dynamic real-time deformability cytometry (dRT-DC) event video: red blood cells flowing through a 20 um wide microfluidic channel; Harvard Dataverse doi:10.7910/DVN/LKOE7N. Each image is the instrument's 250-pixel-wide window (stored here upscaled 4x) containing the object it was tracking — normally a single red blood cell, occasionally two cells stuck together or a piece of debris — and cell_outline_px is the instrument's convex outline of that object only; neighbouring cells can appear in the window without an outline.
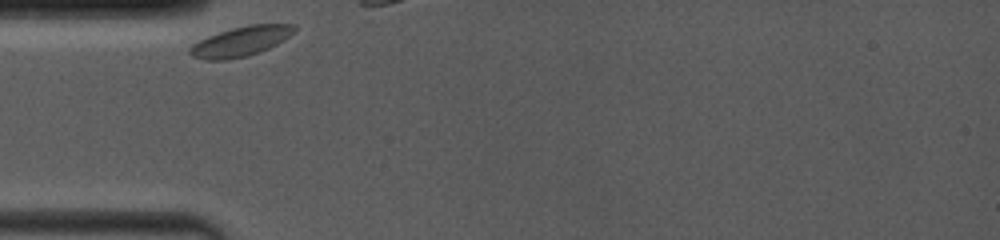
{"species": "common noctule bat (a hibernating species)", "species_latin": "Nyctalus noctula", "temperature_condition": "room temperature", "stored_images_in_passage": 10, "camera_frame_rate_fps": 4000, "um_per_image_px": 0.085, "animal": {"sex": "female", "body_mass_g": 19.0, "forearm_length_mm": 53.3}, "frame": {"image": 1, "passage_image": 1, "time_ms": 0.0, "image_size_px": [1000, 240], "cell_outline_px": [[296, 28], [284, 40], [260, 52], [248, 56], [228, 60], [208, 60], [192, 56], [188, 52], [188, 48], [192, 44], [208, 36], [232, 28], [248, 24], [296, 24]], "centroid_in_image_um": [20.44, 3.52], "position_along_channel_um": 64.6, "area_um2": 18.09}}
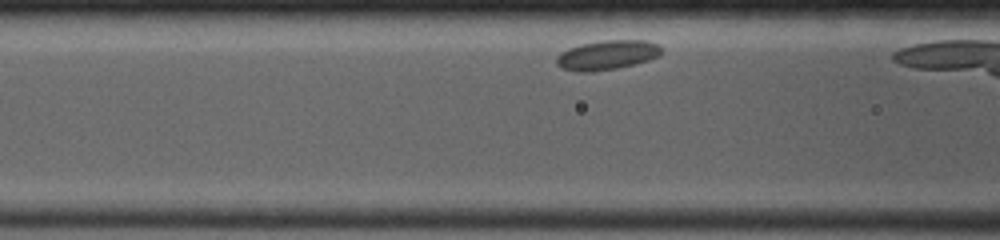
{"frame": {"image": 2, "passage_image": 6, "time_ms": 1.5, "image_size_px": [1000, 240], "cell_outline_px": [[660, 56], [648, 60], [616, 68], [592, 72], [576, 72], [560, 68], [556, 64], [556, 56], [560, 52], [568, 48], [580, 44], [600, 40], [644, 40], [660, 44]], "centroid_in_image_um": [51.55, 4.67], "position_along_channel_um": 115.0, "area_um2": 18.21}}